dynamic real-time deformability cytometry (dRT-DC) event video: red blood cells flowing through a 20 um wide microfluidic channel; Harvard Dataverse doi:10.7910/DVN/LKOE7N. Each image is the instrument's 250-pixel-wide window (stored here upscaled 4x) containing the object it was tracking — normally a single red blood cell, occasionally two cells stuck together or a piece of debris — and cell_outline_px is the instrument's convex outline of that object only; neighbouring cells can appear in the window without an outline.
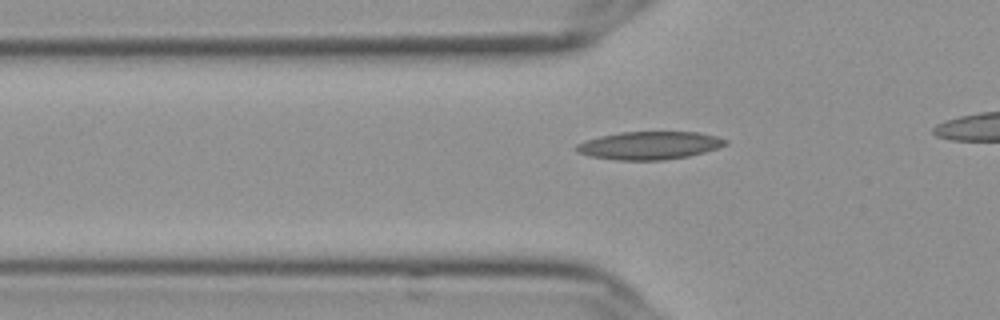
{"species": "Egyptian fruit bat (a non-hibernating species)", "species_latin": "Rousettus aegyptiacus", "temperature_condition": "cold", "stored_images_in_passage": 44, "camera_frame_rate_fps": 3000, "um_per_image_px": 0.085, "frame": {"image": 1, "passage_image": 14, "time_ms": 4.333, "image_size_px": [1000, 320], "cell_outline_px": [[728, 144], [704, 152], [688, 156], [664, 160], [616, 160], [588, 156], [576, 152], [572, 148], [576, 144], [584, 140], [600, 136], [620, 132], [700, 132], [716, 136], [728, 140]], "centroid_in_image_um": [55.14, 12.36], "position_along_channel_um": 70.7, "area_um2": 24.51}}
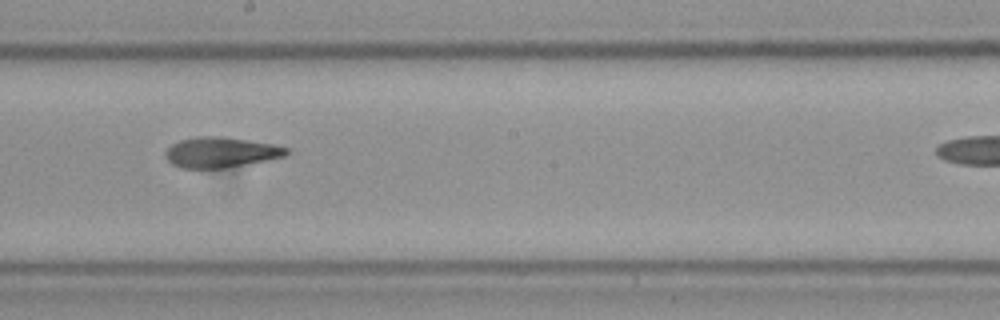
{"frame": {"image": 2, "passage_image": 27, "time_ms": 8.667, "image_size_px": [1000, 320], "cell_outline_px": [[292, 152], [284, 156], [224, 168], [180, 168], [172, 164], [164, 156], [164, 152], [172, 144], [180, 140], [196, 136], [224, 136], [272, 144], [288, 148]], "centroid_in_image_um": [18.73, 12.94], "position_along_channel_um": 229.5, "area_um2": 21.39}}
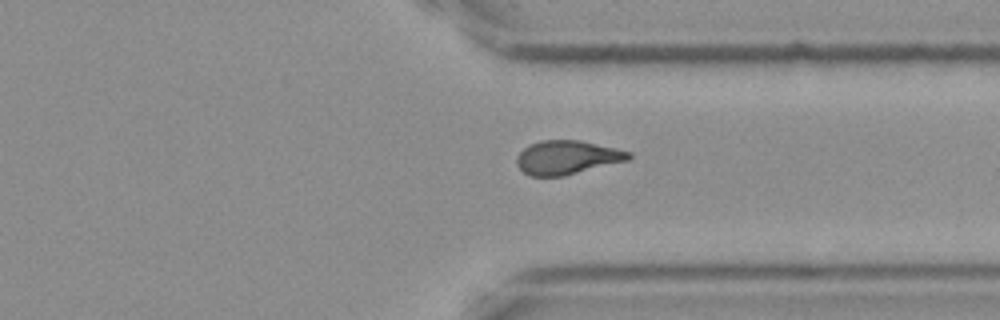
{"frame": {"image": 3, "passage_image": 38, "time_ms": 12.333, "image_size_px": [1000, 320], "cell_outline_px": [[632, 156], [628, 160], [564, 176], [528, 176], [516, 164], [516, 156], [528, 144], [540, 140], [580, 140], [616, 148], [632, 152]], "centroid_in_image_um": [48.18, 13.38], "position_along_channel_um": 363.2, "area_um2": 22.2}, "authors_computed_cell_mechanics": {"area_um2": 22.3397, "velocity_mm_per_s": 3.6515, "shape_relaxation_time_tau1_ms": 8.9768, "shape_relaxation_time_tau2_ms": 3.3504, "deformation_change_tau1": 0.2213, "deformation_change_tau2": 0.1028}}